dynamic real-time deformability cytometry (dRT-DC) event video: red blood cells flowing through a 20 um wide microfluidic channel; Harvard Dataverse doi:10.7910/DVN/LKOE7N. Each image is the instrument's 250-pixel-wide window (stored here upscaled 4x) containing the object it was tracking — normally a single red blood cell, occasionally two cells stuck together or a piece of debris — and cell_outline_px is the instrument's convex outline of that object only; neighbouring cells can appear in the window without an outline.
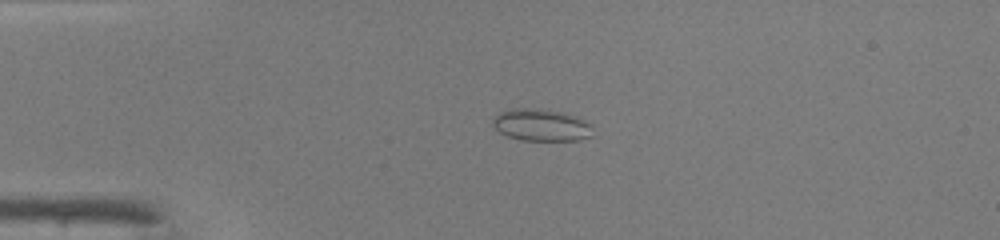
{"species": "common noctule bat (a hibernating species)", "species_latin": "Nyctalus noctula", "temperature_condition": "warm", "stored_images_in_passage": 47, "camera_frame_rate_fps": 3000, "um_per_image_px": 0.085, "animal": {"sex": "male", "body_mass_g": 19.0, "forearm_length_mm": 50.8}, "frame": {"image": 1, "passage_image": 11, "time_ms": 3.333, "image_size_px": [1000, 240], "cell_outline_px": [[592, 136], [580, 140], [520, 140], [508, 136], [500, 132], [492, 124], [492, 120], [500, 112], [512, 108], [540, 108], [560, 112], [576, 116], [592, 124]], "centroid_in_image_um": [46.02, 10.62], "position_along_channel_um": 39.0, "area_um2": 18.73}}
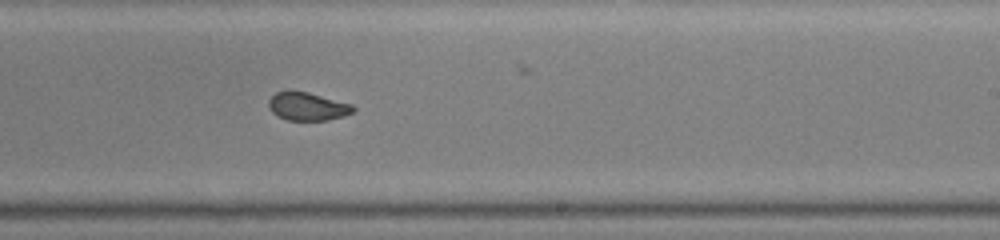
{"frame": {"image": 2, "passage_image": 29, "time_ms": 9.333, "image_size_px": [1000, 240], "cell_outline_px": [[356, 108], [352, 112], [344, 116], [328, 120], [288, 120], [276, 116], [268, 108], [268, 100], [276, 92], [288, 88], [308, 92], [352, 104]], "centroid_in_image_um": [26.09, 9.02], "position_along_channel_um": 262.9, "area_um2": 14.22}}
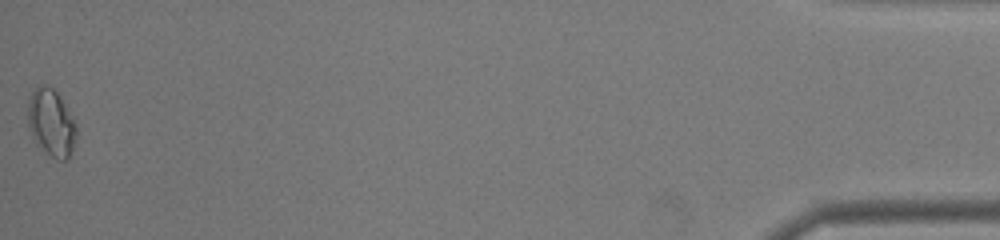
{"frame": {"image": 3, "passage_image": 47, "time_ms": 15.333, "image_size_px": [1000, 240], "cell_outline_px": [[76, 140], [68, 160], [60, 160], [52, 156], [36, 144], [32, 136], [28, 124], [28, 100], [32, 92], [36, 88], [44, 84], [52, 88], [56, 92], [64, 104], [76, 124]], "centroid_in_image_um": [4.35, 10.46], "position_along_channel_um": 430.8, "area_um2": 18.73}, "authors_computed_cell_mechanics": {"area_um2": 15.5482, "velocity_mm_per_s": 4.319, "shape_relaxation_time_tau1_ms": null, "shape_relaxation_time_tau2_ms": 0.6064, "deformation_change_tau1": null, "deformation_change_tau2": 0.0584}}